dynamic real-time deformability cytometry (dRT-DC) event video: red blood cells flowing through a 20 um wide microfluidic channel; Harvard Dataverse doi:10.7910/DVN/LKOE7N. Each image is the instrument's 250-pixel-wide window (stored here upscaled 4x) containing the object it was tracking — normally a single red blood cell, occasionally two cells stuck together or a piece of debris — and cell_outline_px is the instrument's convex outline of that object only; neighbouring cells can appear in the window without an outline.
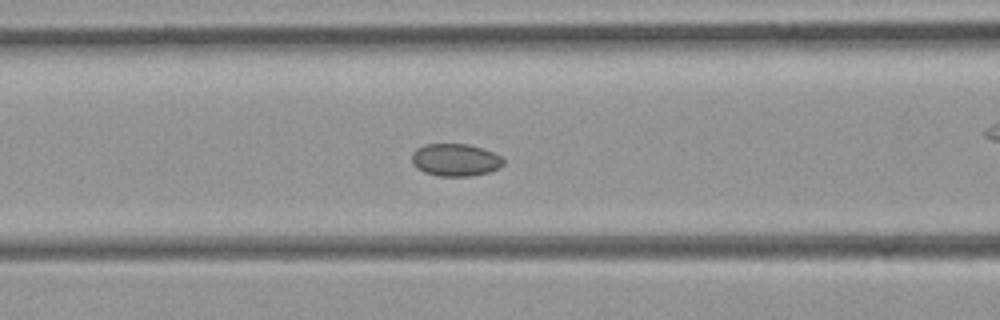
{"species": "common noctule bat (a hibernating species)", "species_latin": "Nyctalus noctula", "temperature_condition": "room temperature", "stored_images_in_passage": 29, "camera_frame_rate_fps": 3000, "um_per_image_px": 0.085, "animal": {"sex": "female", "body_mass_g": 21.9}, "frame": {"image": 1, "passage_image": 8, "time_ms": 2.333, "image_size_px": [1000, 320], "cell_outline_px": [[504, 164], [488, 172], [472, 176], [436, 176], [424, 172], [416, 168], [412, 164], [412, 152], [416, 148], [424, 144], [468, 144], [492, 152], [500, 156], [504, 160]], "centroid_in_image_um": [38.65, 13.59], "position_along_channel_um": 127.9, "area_um2": 17.34}}
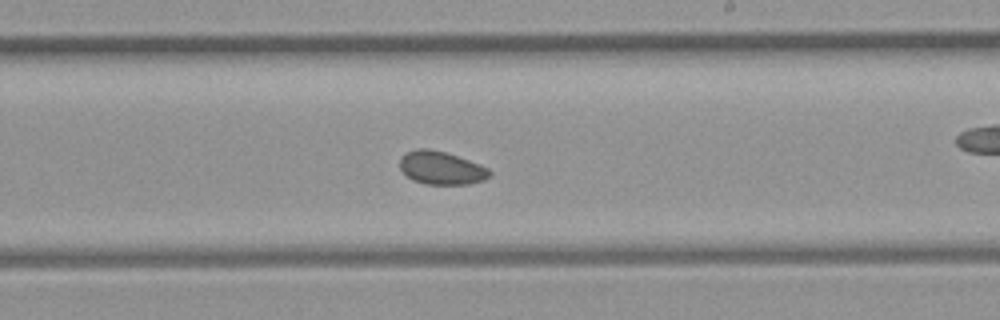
{"frame": {"image": 2, "passage_image": 17, "time_ms": 5.333, "image_size_px": [1000, 320], "cell_outline_px": [[492, 176], [484, 180], [468, 184], [424, 184], [412, 180], [400, 168], [400, 156], [404, 152], [416, 148], [428, 148], [444, 152], [468, 160], [488, 168], [492, 172]], "centroid_in_image_um": [37.49, 14.27], "position_along_channel_um": 251.5, "area_um2": 17.4}}
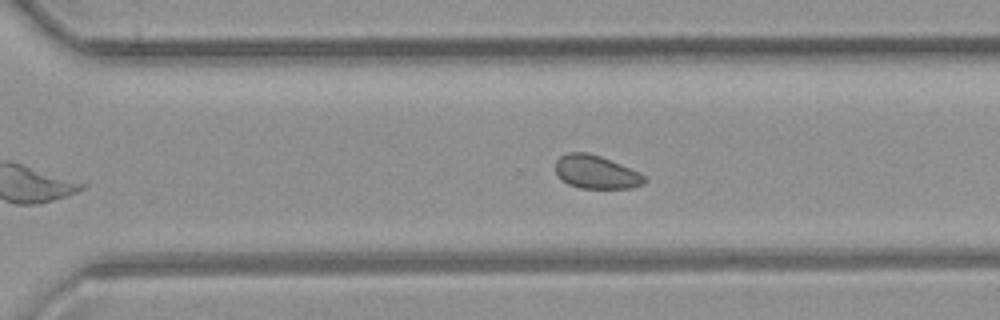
{"frame": {"image": 3, "passage_image": 22, "time_ms": 7.0, "image_size_px": [1000, 320], "cell_outline_px": [[648, 180], [644, 184], [632, 188], [580, 188], [568, 184], [556, 176], [556, 160], [560, 156], [568, 152], [588, 152], [600, 156], [640, 172]], "centroid_in_image_um": [50.66, 14.63], "position_along_channel_um": 319.9, "area_um2": 17.4}}